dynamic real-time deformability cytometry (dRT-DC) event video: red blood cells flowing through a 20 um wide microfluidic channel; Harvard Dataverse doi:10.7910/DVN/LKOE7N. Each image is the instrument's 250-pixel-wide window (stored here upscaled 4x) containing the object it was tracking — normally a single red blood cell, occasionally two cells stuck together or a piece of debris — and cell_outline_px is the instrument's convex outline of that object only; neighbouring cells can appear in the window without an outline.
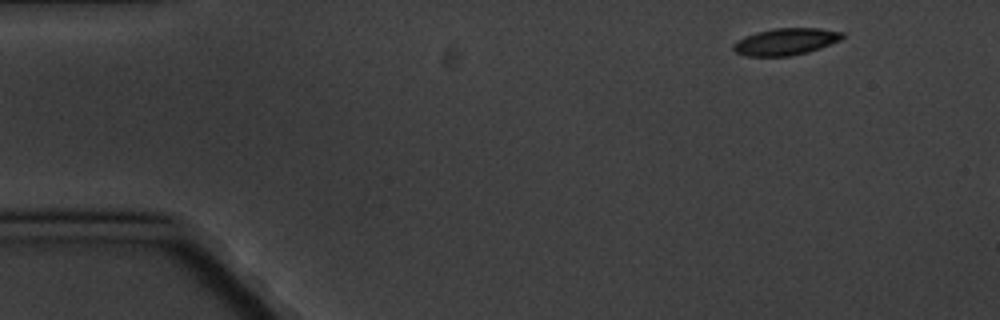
{"species": "common noctule bat (a hibernating species)", "species_latin": "Nyctalus noctula", "temperature_condition": "cold", "stored_images_in_passage": 3, "camera_frame_rate_fps": 3000, "um_per_image_px": 0.085, "animal": {"sex": "male", "body_mass_g": 20.1, "forearm_length_mm": 53.5}, "frame": {"image": 1, "passage_image": 1, "time_ms": 0.0, "image_size_px": [1000, 320], "cell_outline_px": [[844, 36], [840, 40], [820, 48], [792, 56], [748, 56], [736, 52], [732, 48], [732, 44], [744, 36], [756, 32], [776, 28], [820, 28], [844, 32]], "centroid_in_image_um": [66.78, 3.53], "position_along_channel_um": 18.2, "area_um2": 17.05}}